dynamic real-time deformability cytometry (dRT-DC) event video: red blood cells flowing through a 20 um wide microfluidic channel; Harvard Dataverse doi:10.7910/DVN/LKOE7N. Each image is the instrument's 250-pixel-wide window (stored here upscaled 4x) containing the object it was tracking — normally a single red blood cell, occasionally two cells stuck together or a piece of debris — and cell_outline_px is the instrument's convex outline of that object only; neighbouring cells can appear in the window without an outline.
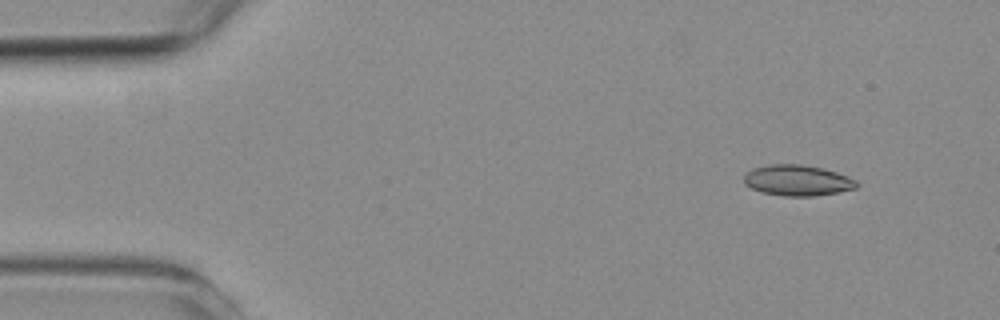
{"species": "common noctule bat (a hibernating species)", "species_latin": "Nyctalus noctula", "temperature_condition": "room temperature", "stored_images_in_passage": 12, "camera_frame_rate_fps": 3000, "um_per_image_px": 0.085, "animal": {"sex": "female", "body_mass_g": 19.3, "forearm_length_mm": 54.1}, "frame": {"image": 1, "passage_image": 1, "time_ms": 0.0, "image_size_px": [1000, 320], "cell_outline_px": [[860, 184], [856, 188], [836, 192], [812, 196], [784, 196], [760, 192], [744, 184], [744, 176], [752, 168], [768, 164], [800, 164], [820, 168], [836, 172], [856, 180]], "centroid_in_image_um": [67.75, 15.33], "position_along_channel_um": 17.2, "area_um2": 20.11}}
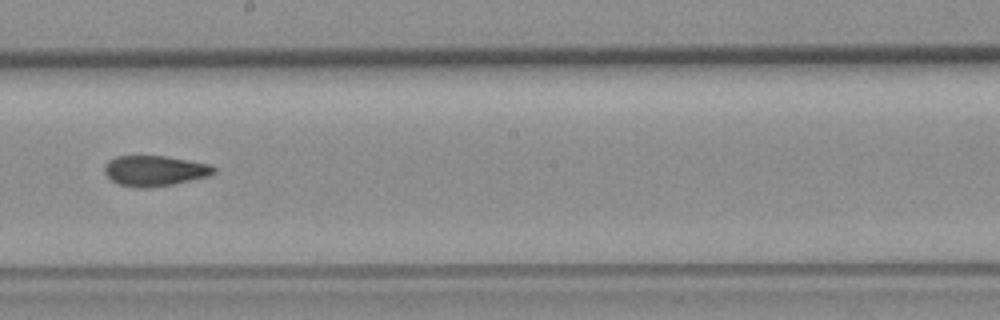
{"frame": {"image": 2, "passage_image": 7, "time_ms": 8.333, "image_size_px": [1000, 320], "cell_outline_px": [[216, 172], [208, 176], [172, 184], [152, 188], [140, 188], [120, 184], [112, 180], [104, 172], [104, 164], [108, 160], [116, 156], [164, 156], [212, 164], [216, 168]], "centroid_in_image_um": [13.16, 14.51], "position_along_channel_um": 235.0, "area_um2": 19.42}}
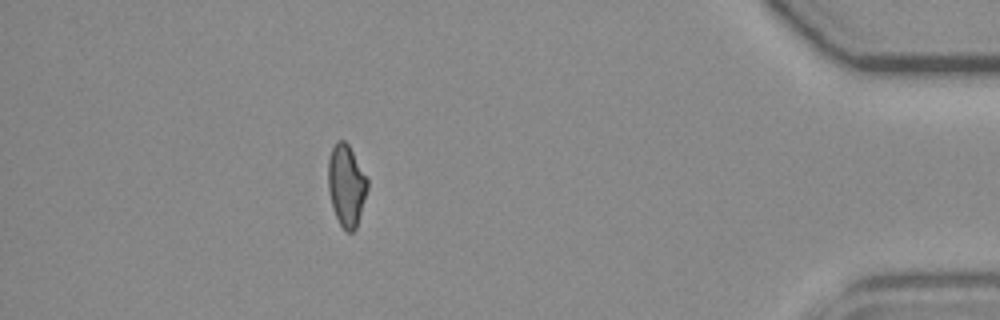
{"frame": {"image": 3, "passage_image": 12, "time_ms": 14.333, "image_size_px": [1000, 320], "cell_outline_px": [[368, 188], [356, 228], [352, 232], [348, 232], [340, 224], [332, 208], [328, 188], [328, 156], [336, 140], [344, 140], [348, 144], [368, 180]], "centroid_in_image_um": [29.42, 15.74], "position_along_channel_um": 405.8, "area_um2": 18.61}, "authors_computed_cell_mechanics": {"area_um2": 19.5653, "velocity_mm_per_s": 3.7587, "shape_relaxation_time_tau1_ms": null, "shape_relaxation_time_tau2_ms": 2.5923, "deformation_change_tau1": null, "deformation_change_tau2": 0.0565}}